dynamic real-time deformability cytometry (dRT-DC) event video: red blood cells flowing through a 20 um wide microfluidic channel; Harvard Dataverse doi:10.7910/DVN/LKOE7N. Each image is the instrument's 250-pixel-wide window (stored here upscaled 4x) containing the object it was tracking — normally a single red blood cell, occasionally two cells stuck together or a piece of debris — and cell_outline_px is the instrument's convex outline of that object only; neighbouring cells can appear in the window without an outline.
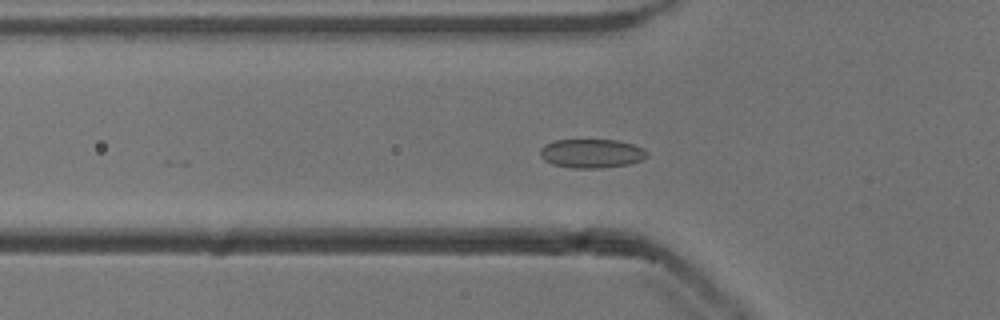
{"species": "common noctule bat (a hibernating species)", "species_latin": "Nyctalus noctula", "temperature_condition": "cold", "stored_images_in_passage": 14, "camera_frame_rate_fps": 3000, "um_per_image_px": 0.085, "animal": {"sex": "male", "body_mass_g": 13.3}, "frame": {"image": 1, "passage_image": 2, "time_ms": 0.333, "image_size_px": [1000, 320], "cell_outline_px": [[648, 156], [640, 160], [628, 164], [600, 168], [572, 168], [552, 164], [544, 160], [540, 156], [540, 148], [544, 144], [552, 140], [616, 140], [632, 144], [644, 148], [648, 152]], "centroid_in_image_um": [50.25, 13.04], "position_along_channel_um": 75.5, "area_um2": 18.09}}
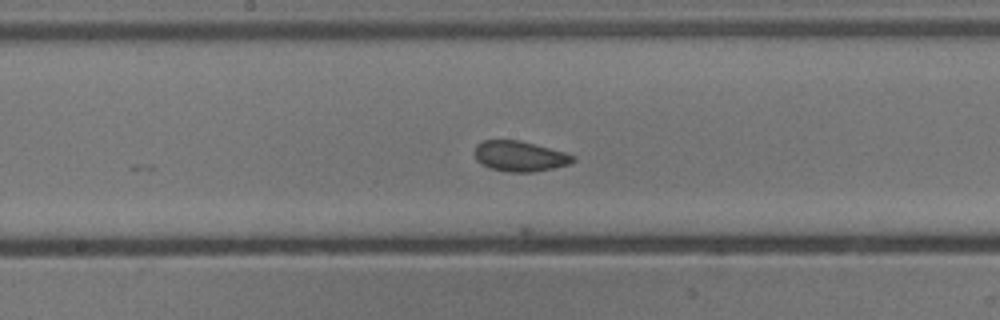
{"frame": {"image": 2, "passage_image": 12, "time_ms": 3.667, "image_size_px": [1000, 320], "cell_outline_px": [[576, 160], [568, 164], [552, 168], [532, 172], [508, 172], [492, 168], [480, 164], [476, 160], [476, 144], [484, 140], [520, 140], [564, 152], [576, 156]], "centroid_in_image_um": [44.18, 13.27], "position_along_channel_um": 204.0, "area_um2": 17.28}}